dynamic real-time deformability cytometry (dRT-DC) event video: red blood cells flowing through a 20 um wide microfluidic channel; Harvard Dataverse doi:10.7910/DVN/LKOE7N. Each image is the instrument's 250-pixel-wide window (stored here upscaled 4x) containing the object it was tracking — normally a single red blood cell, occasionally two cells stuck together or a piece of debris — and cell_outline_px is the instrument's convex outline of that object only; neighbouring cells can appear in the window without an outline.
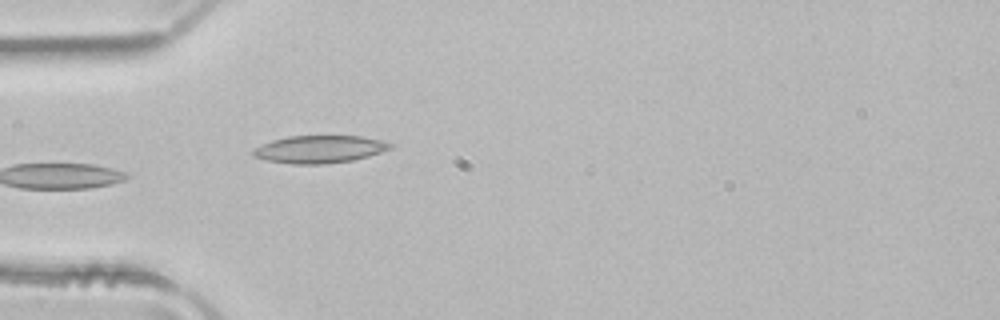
{"species": "common noctule bat (a hibernating species)", "species_latin": "Nyctalus noctula", "temperature_condition": "room temperature", "stored_images_in_passage": 36, "camera_frame_rate_fps": 3000, "um_per_image_px": 0.085, "animal": {"sex": "male", "body_mass_g": 21.5, "forearm_length_mm": 52.0}, "frame": {"image": 1, "passage_image": 1, "time_ms": 0.0, "image_size_px": [1000, 320], "cell_outline_px": [[392, 148], [368, 156], [352, 160], [324, 164], [292, 164], [264, 160], [256, 156], [252, 152], [256, 148], [272, 140], [288, 136], [360, 136], [380, 140], [392, 144]], "centroid_in_image_um": [27.16, 12.69], "position_along_channel_um": 57.8, "area_um2": 21.73}, "authors_computed_cell_mechanics": {"area_um2": 19.8254, "velocity_mm_per_s": 3.9739, "shape_relaxation_time_tau1_ms": null, "shape_relaxation_time_tau2_ms": 3.2179, "deformation_change_tau1": null, "deformation_change_tau2": 0.0771}}